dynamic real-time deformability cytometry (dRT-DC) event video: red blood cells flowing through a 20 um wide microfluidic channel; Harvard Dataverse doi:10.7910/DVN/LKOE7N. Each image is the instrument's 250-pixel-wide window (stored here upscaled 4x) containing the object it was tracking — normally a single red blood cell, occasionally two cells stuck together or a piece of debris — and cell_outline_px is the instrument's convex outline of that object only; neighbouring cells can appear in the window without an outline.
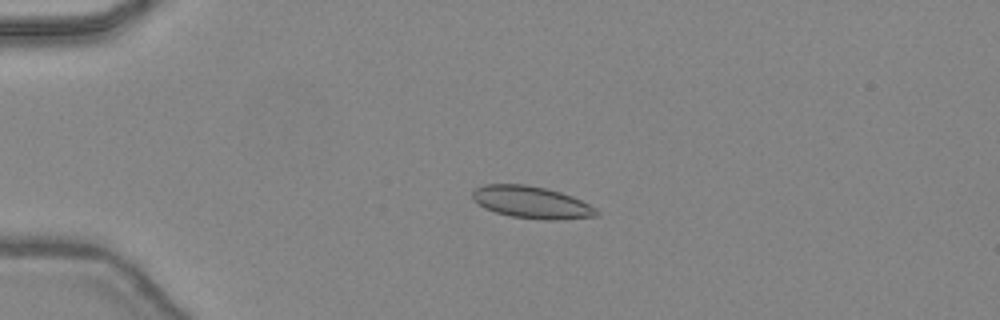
{"species": "common noctule bat (a hibernating species)", "species_latin": "Nyctalus noctula", "temperature_condition": "warm", "stored_images_in_passage": 47, "camera_frame_rate_fps": 3000, "um_per_image_px": 0.085, "animal": {"sex": "female", "body_mass_g": 24.6, "forearm_length_mm": 56.2}, "frame": {"image": 1, "passage_image": 12, "time_ms": 3.667, "image_size_px": [1000, 320], "cell_outline_px": [[600, 212], [596, 216], [560, 220], [544, 220], [512, 216], [496, 212], [484, 208], [472, 200], [472, 192], [476, 188], [484, 184], [524, 184], [544, 188], [560, 192], [572, 196], [596, 208]], "centroid_in_image_um": [45.17, 17.2], "position_along_channel_um": 39.8, "area_um2": 23.18}}
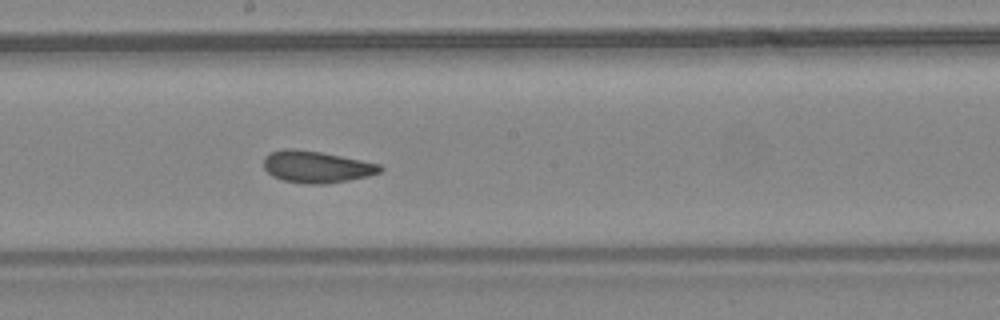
{"frame": {"image": 2, "passage_image": 27, "time_ms": 8.667, "image_size_px": [1000, 320], "cell_outline_px": [[384, 168], [380, 172], [368, 176], [348, 180], [324, 184], [304, 184], [284, 180], [272, 176], [264, 168], [264, 156], [272, 152], [284, 148], [296, 148], [320, 152], [380, 164]], "centroid_in_image_um": [26.88, 14.18], "position_along_channel_um": 221.3, "area_um2": 21.5}}
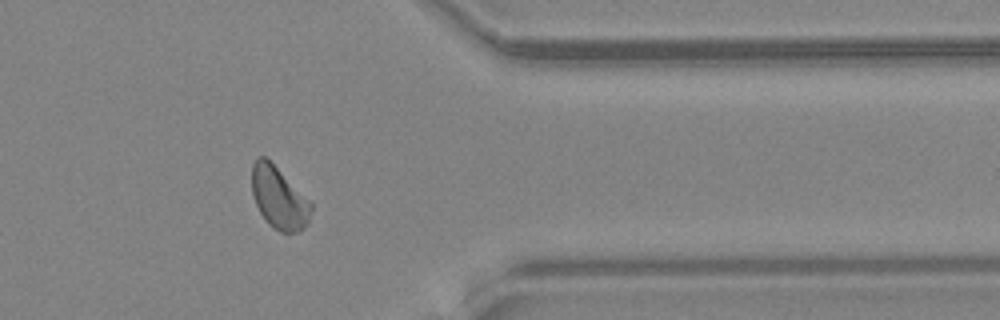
{"frame": {"image": 3, "passage_image": 39, "time_ms": 12.667, "image_size_px": [1000, 320], "cell_outline_px": [[312, 208], [308, 224], [304, 228], [296, 232], [280, 232], [268, 224], [260, 212], [252, 196], [252, 164], [256, 156], [264, 156], [312, 200]], "centroid_in_image_um": [23.73, 16.82], "position_along_channel_um": 387.7, "area_um2": 21.68}, "authors_computed_cell_mechanics": {"area_um2": 21.8484, "velocity_mm_per_s": 4.4501, "shape_relaxation_time_tau1_ms": null, "shape_relaxation_time_tau2_ms": 1.629, "deformation_change_tau1": null, "deformation_change_tau2": 0.0536}}